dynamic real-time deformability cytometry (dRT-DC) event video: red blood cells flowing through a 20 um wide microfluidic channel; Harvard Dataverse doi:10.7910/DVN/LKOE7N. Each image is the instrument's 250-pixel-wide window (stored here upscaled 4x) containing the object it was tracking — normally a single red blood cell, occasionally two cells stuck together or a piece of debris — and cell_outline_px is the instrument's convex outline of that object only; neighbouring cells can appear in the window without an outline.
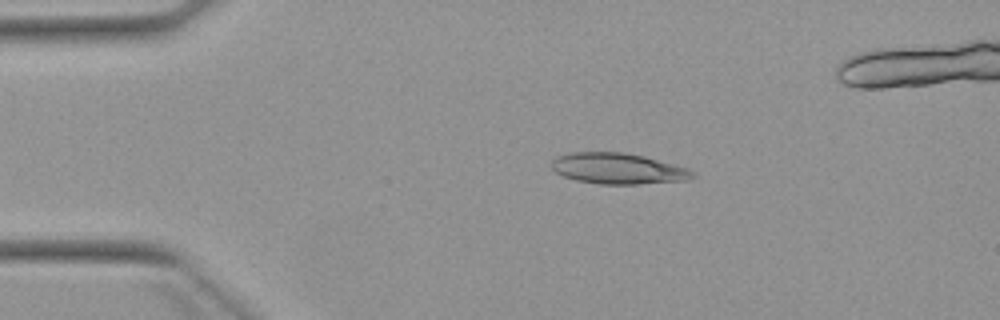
{"species": "Egyptian fruit bat (a non-hibernating species)", "species_latin": "Rousettus aegyptiacus", "temperature_condition": "warm", "stored_images_in_passage": 5, "camera_frame_rate_fps": 3000, "um_per_image_px": 0.085, "animal": {"sex": "female"}, "frame": {"image": 1, "passage_image": 3, "time_ms": 2.333, "image_size_px": [1000, 320], "cell_outline_px": [[696, 176], [688, 180], [640, 184], [600, 184], [576, 180], [564, 176], [556, 172], [552, 168], [552, 160], [556, 156], [572, 152], [624, 152], [644, 156], [688, 168]], "centroid_in_image_um": [52.53, 14.32], "position_along_channel_um": 32.5, "area_um2": 25.37}}